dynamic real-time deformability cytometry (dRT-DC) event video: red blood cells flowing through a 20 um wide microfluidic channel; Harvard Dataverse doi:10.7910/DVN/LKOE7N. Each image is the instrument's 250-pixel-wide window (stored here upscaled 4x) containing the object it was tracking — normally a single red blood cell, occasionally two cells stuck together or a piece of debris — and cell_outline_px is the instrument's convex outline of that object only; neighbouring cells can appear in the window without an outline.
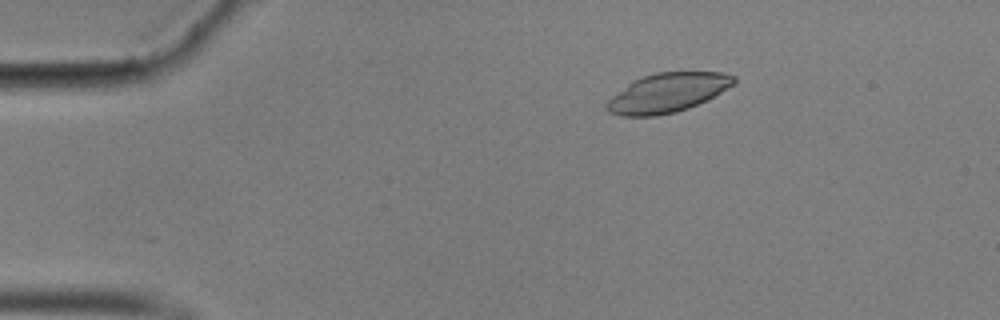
{"species": "common noctule bat (a hibernating species)", "species_latin": "Nyctalus noctula", "temperature_condition": "cold", "stored_images_in_passage": 44, "camera_frame_rate_fps": 3000, "um_per_image_px": 0.085, "animal": {"sex": "male", "body_mass_g": 17.9}, "frame": {"image": 1, "passage_image": 10, "time_ms": 3.0, "image_size_px": [1000, 320], "cell_outline_px": [[736, 84], [688, 108], [676, 112], [656, 116], [620, 116], [608, 112], [604, 108], [604, 104], [612, 96], [632, 80], [656, 72], [724, 72], [736, 76]], "centroid_in_image_um": [56.7, 7.88], "position_along_channel_um": 28.3, "area_um2": 29.07}}
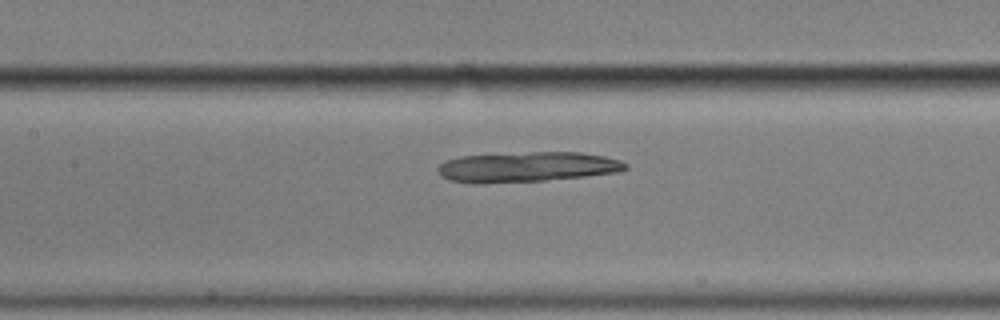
{"frame": {"image": 2, "passage_image": 27, "time_ms": 8.667, "image_size_px": [1000, 320], "cell_outline_px": [[628, 168], [620, 172], [584, 176], [544, 180], [484, 184], [472, 184], [448, 180], [440, 176], [436, 168], [444, 160], [460, 156], [532, 152], [580, 152], [604, 156], [620, 160], [628, 164]], "centroid_in_image_um": [44.75, 14.2], "position_along_channel_um": 162.6, "area_um2": 33.29}}
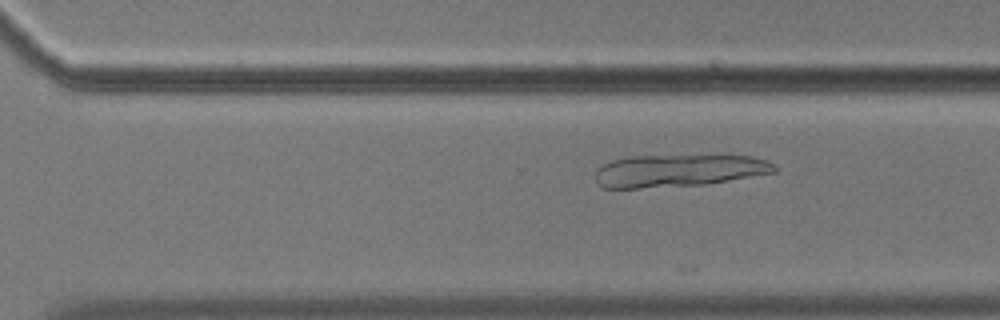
{"frame": {"image": 3, "passage_image": 40, "time_ms": 13.0, "image_size_px": [1000, 320], "cell_outline_px": [[776, 172], [704, 184], [636, 188], [600, 188], [596, 184], [596, 168], [600, 164], [612, 160], [632, 156], [752, 156], [768, 160], [776, 168]], "centroid_in_image_um": [57.6, 14.5], "position_along_channel_um": 313.0, "area_um2": 33.58}}